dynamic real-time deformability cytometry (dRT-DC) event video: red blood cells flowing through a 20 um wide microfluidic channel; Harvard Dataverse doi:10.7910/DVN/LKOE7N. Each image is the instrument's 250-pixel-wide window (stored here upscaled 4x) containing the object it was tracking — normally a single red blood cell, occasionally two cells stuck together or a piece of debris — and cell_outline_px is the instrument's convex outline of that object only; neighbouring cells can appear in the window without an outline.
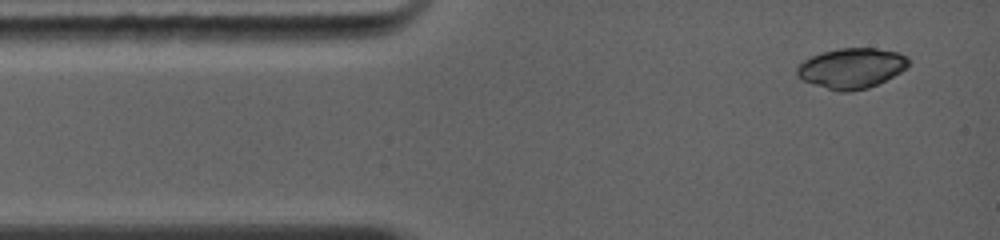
{"species": "common noctule bat (a hibernating species)", "species_latin": "Nyctalus noctula", "temperature_condition": "warm", "stored_images_in_passage": 7, "camera_frame_rate_fps": 5000, "um_per_image_px": 0.085, "animal": {"sex": "female", "body_mass_g": 19.0, "forearm_length_mm": 56.7}, "frame": {"image": 1, "passage_image": 1, "time_ms": 0.0, "image_size_px": [1000, 240], "cell_outline_px": [[908, 64], [900, 72], [868, 88], [848, 92], [836, 92], [804, 80], [796, 76], [796, 68], [804, 60], [812, 56], [824, 52], [840, 48], [876, 48], [896, 52], [908, 56]], "centroid_in_image_um": [72.36, 5.8], "position_along_channel_um": 12.6, "area_um2": 25.89}}
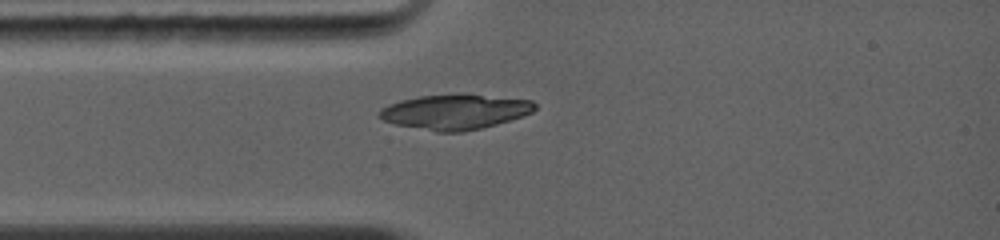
{"frame": {"image": 2, "passage_image": 4, "time_ms": 2.0, "image_size_px": [1000, 240], "cell_outline_px": [[536, 108], [532, 112], [496, 124], [464, 132], [436, 132], [396, 124], [384, 120], [376, 116], [388, 104], [400, 100], [420, 96], [464, 92], [532, 100], [536, 104]], "centroid_in_image_um": [38.69, 9.48], "position_along_channel_um": 46.3, "area_um2": 32.02}}
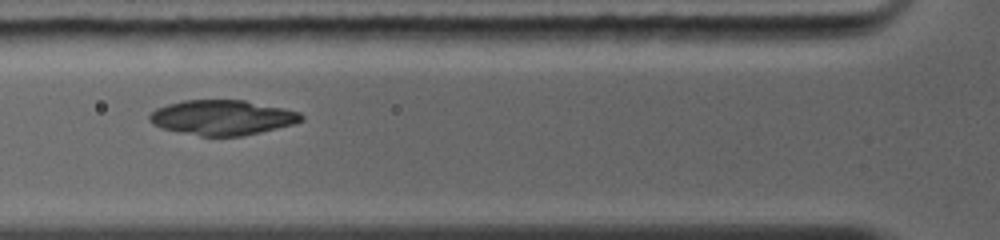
{"frame": {"image": 3, "passage_image": 6, "time_ms": 3.4, "image_size_px": [1000, 240], "cell_outline_px": [[304, 120], [292, 124], [244, 136], [200, 136], [160, 128], [152, 124], [148, 120], [148, 116], [156, 108], [168, 104], [184, 100], [244, 100], [284, 108], [300, 112], [304, 116]], "centroid_in_image_um": [18.88, 9.99], "position_along_channel_um": 106.9, "area_um2": 30.98}}